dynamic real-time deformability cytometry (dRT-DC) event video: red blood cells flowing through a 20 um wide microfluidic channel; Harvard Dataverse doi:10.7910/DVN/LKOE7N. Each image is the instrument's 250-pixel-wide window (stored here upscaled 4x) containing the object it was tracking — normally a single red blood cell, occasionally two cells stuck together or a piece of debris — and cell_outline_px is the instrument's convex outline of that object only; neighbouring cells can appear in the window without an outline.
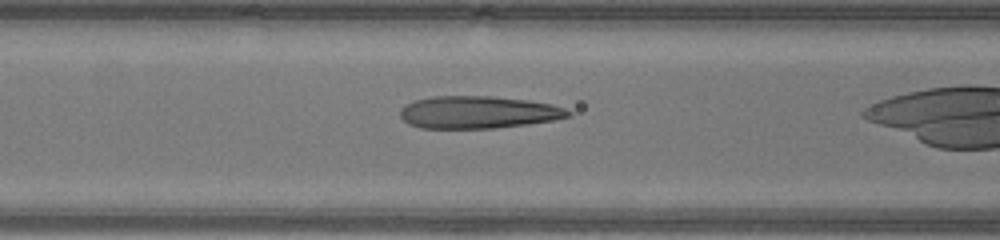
{"species": "human", "species_latin": "Homo sapiens", "temperature_condition": "warm", "stored_images_in_passage": 25, "camera_frame_rate_fps": 3000, "um_per_image_px": 0.085, "donor": {"sex": "male"}, "frame": {"image": 1, "passage_image": 7, "time_ms": 2.0, "image_size_px": [1000, 240], "cell_outline_px": [[572, 116], [552, 120], [528, 124], [496, 128], [420, 128], [408, 124], [400, 116], [400, 108], [404, 104], [416, 100], [432, 96], [492, 96], [528, 100], [552, 104], [564, 108], [572, 112]], "centroid_in_image_um": [40.63, 9.54], "position_along_channel_um": 126.0, "area_um2": 31.91}}
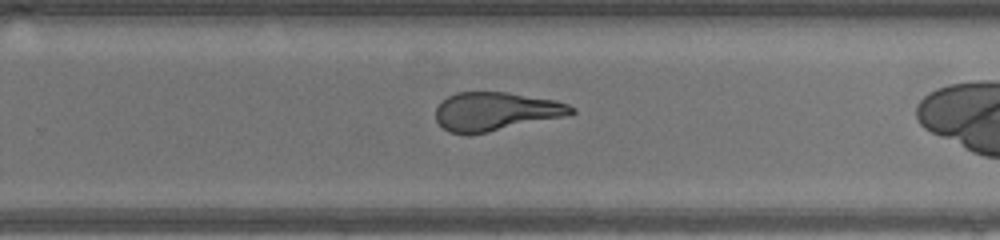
{"frame": {"image": 2, "passage_image": 18, "time_ms": 5.667, "image_size_px": [1000, 240], "cell_outline_px": [[576, 112], [564, 116], [488, 132], [468, 136], [448, 132], [436, 120], [436, 108], [440, 100], [456, 92], [508, 92], [556, 100], [568, 104], [576, 108]], "centroid_in_image_um": [42.1, 9.47], "position_along_channel_um": 287.7, "area_um2": 30.69}}
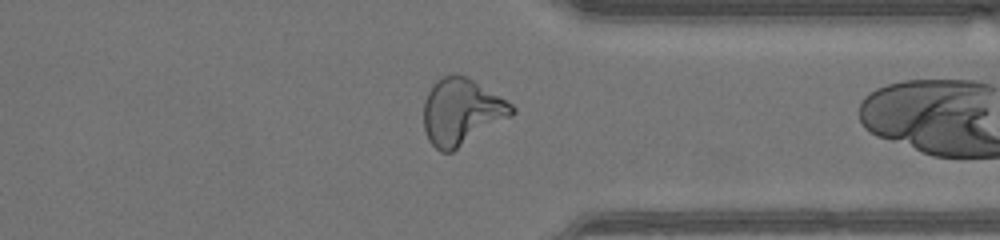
{"frame": {"image": 3, "passage_image": 24, "time_ms": 7.667, "image_size_px": [1000, 240], "cell_outline_px": [[516, 112], [512, 116], [452, 152], [440, 152], [428, 140], [424, 128], [424, 100], [432, 84], [436, 80], [444, 76], [456, 72], [472, 80], [512, 104], [516, 108]], "centroid_in_image_um": [39.21, 9.5], "position_along_channel_um": 372.2, "area_um2": 34.04}}